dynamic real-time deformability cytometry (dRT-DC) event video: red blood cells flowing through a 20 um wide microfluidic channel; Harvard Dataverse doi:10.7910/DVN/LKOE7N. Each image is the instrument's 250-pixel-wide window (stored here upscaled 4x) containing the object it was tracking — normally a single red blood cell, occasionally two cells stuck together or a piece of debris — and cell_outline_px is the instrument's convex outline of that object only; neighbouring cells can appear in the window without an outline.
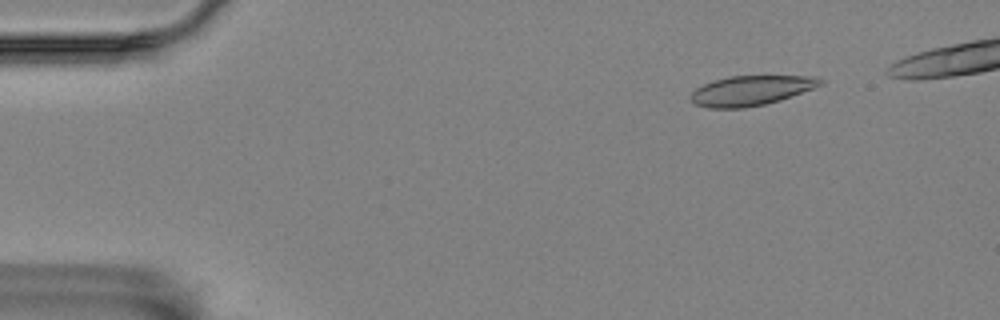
{"species": "Egyptian fruit bat (a non-hibernating species)", "species_latin": "Rousettus aegyptiacus", "temperature_condition": "room temperature", "stored_images_in_passage": 6, "camera_frame_rate_fps": 3000, "um_per_image_px": 0.085, "animal": {"sex": "female"}, "frame": {"image": 1, "passage_image": 1, "time_ms": 0.0, "image_size_px": [1000, 320], "cell_outline_px": [[824, 84], [780, 100], [764, 104], [744, 108], [708, 108], [696, 104], [688, 96], [696, 88], [704, 84], [728, 76], [816, 76], [824, 80]], "centroid_in_image_um": [63.84, 7.69], "position_along_channel_um": 21.2, "area_um2": 22.43}}
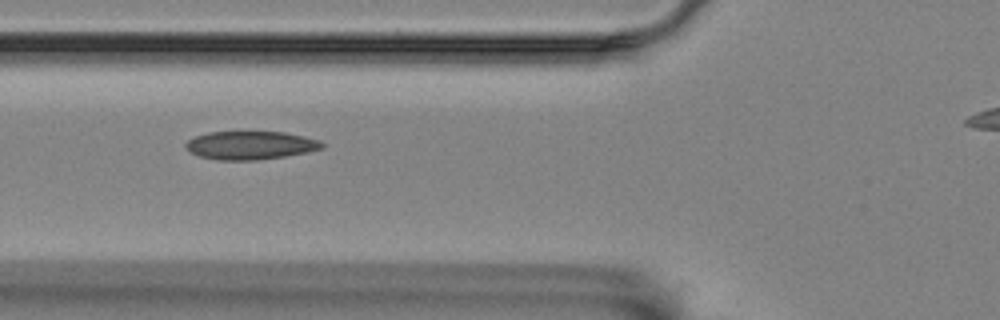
{"frame": {"image": 2, "passage_image": 5, "time_ms": 1.333, "image_size_px": [1000, 320], "cell_outline_px": [[324, 148], [308, 152], [284, 156], [256, 160], [216, 160], [200, 156], [192, 152], [184, 144], [188, 140], [196, 136], [208, 132], [284, 132], [320, 140], [324, 144]], "centroid_in_image_um": [21.31, 12.35], "position_along_channel_um": 104.5, "area_um2": 22.31}}